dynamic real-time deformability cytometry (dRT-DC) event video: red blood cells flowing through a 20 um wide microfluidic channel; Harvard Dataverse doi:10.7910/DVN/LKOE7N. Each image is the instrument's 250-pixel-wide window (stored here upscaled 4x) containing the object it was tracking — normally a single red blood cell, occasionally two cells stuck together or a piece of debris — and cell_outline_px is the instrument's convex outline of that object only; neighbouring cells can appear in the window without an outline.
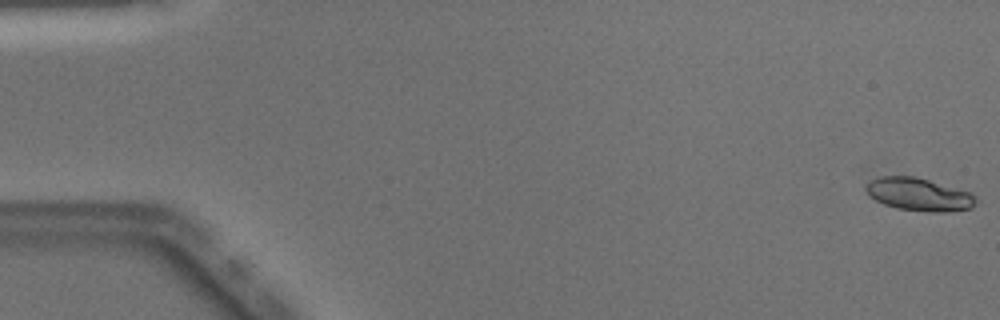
{"species": "Egyptian fruit bat (a non-hibernating species)", "species_latin": "Rousettus aegyptiacus", "temperature_condition": "warm", "stored_images_in_passage": 50, "camera_frame_rate_fps": 3000, "um_per_image_px": 0.085, "animal": {"sex": "male"}, "frame": {"image": 1, "passage_image": 1, "time_ms": 0.0, "image_size_px": [1000, 320], "cell_outline_px": [[980, 200], [972, 208], [944, 212], [928, 212], [896, 208], [884, 204], [876, 200], [864, 188], [872, 180], [880, 176], [916, 176], [972, 192]], "centroid_in_image_um": [78.19, 16.53], "position_along_channel_um": 6.8, "area_um2": 21.21}}
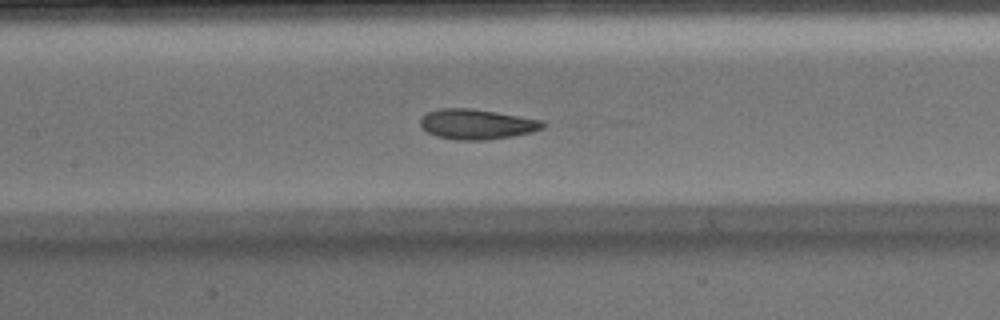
{"frame": {"image": 2, "passage_image": 24, "time_ms": 7.667, "image_size_px": [1000, 320], "cell_outline_px": [[548, 124], [544, 128], [532, 132], [512, 136], [484, 140], [456, 140], [436, 136], [420, 128], [420, 116], [428, 112], [440, 108], [472, 108], [544, 120]], "centroid_in_image_um": [40.53, 10.55], "position_along_channel_um": 166.9, "area_um2": 21.79}}
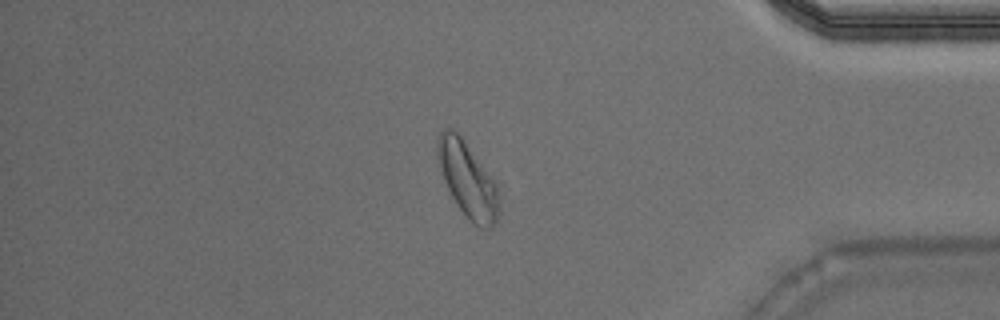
{"frame": {"image": 3, "passage_image": 43, "time_ms": 14.0, "image_size_px": [1000, 320], "cell_outline_px": [[500, 208], [496, 220], [492, 228], [480, 228], [468, 220], [456, 204], [444, 180], [436, 152], [436, 148], [440, 132], [444, 128], [452, 128], [460, 136], [496, 184]], "centroid_in_image_um": [39.74, 15.31], "position_along_channel_um": 395.5, "area_um2": 26.36}, "authors_computed_cell_mechanics": {"area_um2": 21.2126, "velocity_mm_per_s": 4.0556, "shape_relaxation_time_tau1_ms": 4.3263, "shape_relaxation_time_tau2_ms": 1.9202, "deformation_change_tau1": 0.1686, "deformation_change_tau2": 0.0913}}